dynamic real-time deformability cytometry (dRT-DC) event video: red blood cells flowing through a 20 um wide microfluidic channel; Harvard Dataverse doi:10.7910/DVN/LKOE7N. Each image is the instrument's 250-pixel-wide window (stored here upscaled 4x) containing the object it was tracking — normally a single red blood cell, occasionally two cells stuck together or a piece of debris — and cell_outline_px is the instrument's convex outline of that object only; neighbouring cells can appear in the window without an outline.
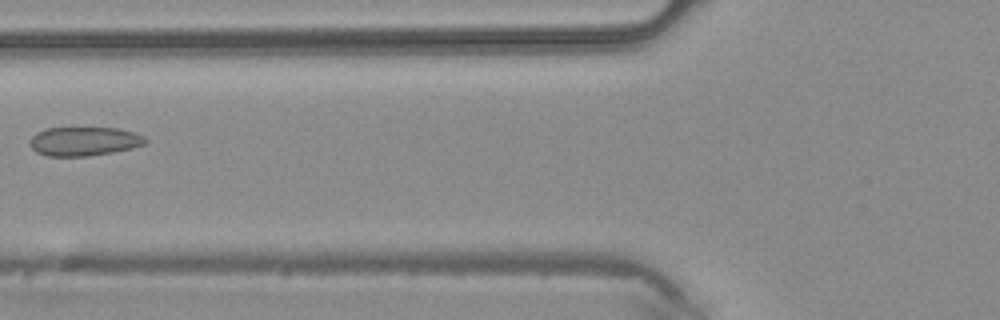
{"species": "common noctule bat (a hibernating species)", "species_latin": "Nyctalus noctula", "temperature_condition": "warm", "stored_images_in_passage": 4, "camera_frame_rate_fps": 3000, "um_per_image_px": 0.085, "animal": {"sex": "male", "body_mass_g": 20.4}, "frame": {"image": 1, "passage_image": 4, "time_ms": 1.0, "image_size_px": [1000, 320], "cell_outline_px": [[148, 140], [144, 144], [132, 148], [112, 152], [88, 156], [44, 156], [36, 152], [28, 144], [28, 140], [36, 132], [48, 128], [120, 128], [144, 136]], "centroid_in_image_um": [7.1, 12.01], "position_along_channel_um": 118.7, "area_um2": 19.59}}